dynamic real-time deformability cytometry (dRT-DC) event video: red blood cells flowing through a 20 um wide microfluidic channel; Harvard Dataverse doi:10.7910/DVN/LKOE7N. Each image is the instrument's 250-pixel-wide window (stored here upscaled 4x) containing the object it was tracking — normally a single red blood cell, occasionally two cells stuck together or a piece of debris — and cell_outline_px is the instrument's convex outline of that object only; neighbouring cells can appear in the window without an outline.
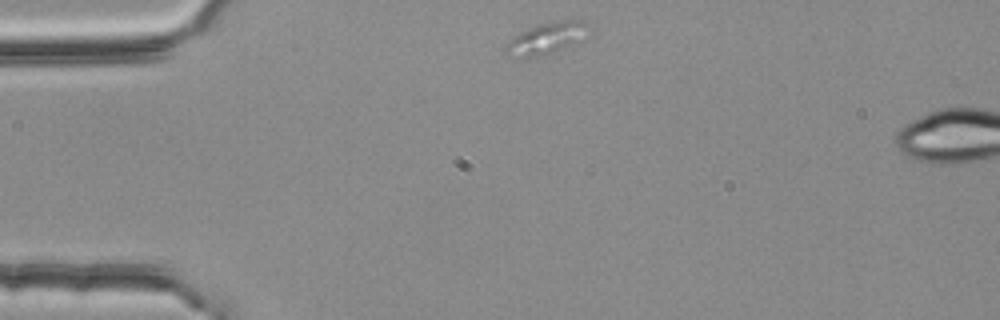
{"species": "common noctule bat (a hibernating species)", "species_latin": "Nyctalus noctula", "temperature_condition": "room temperature", "stored_images_in_passage": 4, "segment_of_instrument_passage": [1, 2], "camera_frame_rate_fps": 3000, "um_per_image_px": 0.085, "animal": {"sex": "female", "body_mass_g": 25.1}, "frame": {"image": 1, "passage_image": 1, "time_ms": 0.0, "image_size_px": [1000, 320], "cell_outline_px": [[592, 28], [584, 40], [552, 52], [540, 56], [508, 56], [504, 48], [504, 44], [520, 32], [540, 24], [560, 20], [584, 20]], "centroid_in_image_um": [46.53, 3.23], "position_along_channel_um": 38.5, "area_um2": 15.26}}